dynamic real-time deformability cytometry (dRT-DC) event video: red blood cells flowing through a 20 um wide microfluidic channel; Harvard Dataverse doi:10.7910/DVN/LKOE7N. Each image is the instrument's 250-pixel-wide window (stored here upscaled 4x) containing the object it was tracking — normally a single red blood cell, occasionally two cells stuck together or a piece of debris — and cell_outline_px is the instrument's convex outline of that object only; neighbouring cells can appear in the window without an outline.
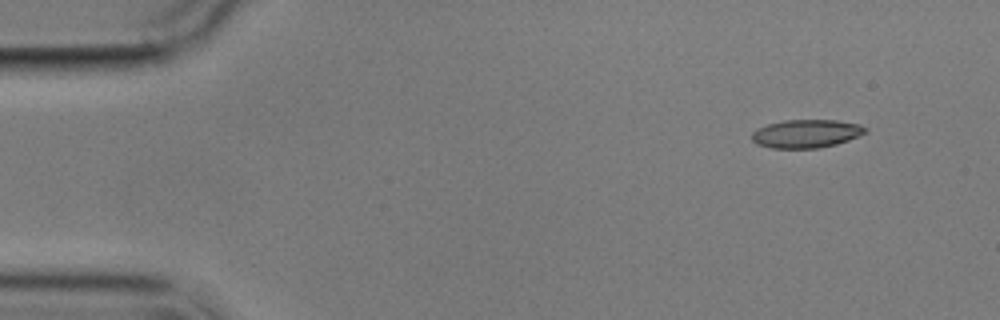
{"species": "common noctule bat (a hibernating species)", "species_latin": "Nyctalus noctula", "temperature_condition": "cold", "stored_images_in_passage": 4, "camera_frame_rate_fps": 3000, "um_per_image_px": 0.085, "animal": {"sex": "male", "body_mass_g": 17.9}, "frame": {"image": 1, "passage_image": 1, "time_ms": 0.0, "image_size_px": [1000, 320], "cell_outline_px": [[868, 132], [848, 140], [836, 144], [816, 148], [772, 148], [756, 144], [752, 140], [752, 132], [756, 128], [768, 124], [784, 120], [836, 120], [860, 124], [868, 128]], "centroid_in_image_um": [68.53, 11.35], "position_along_channel_um": 16.5, "area_um2": 18.79}}
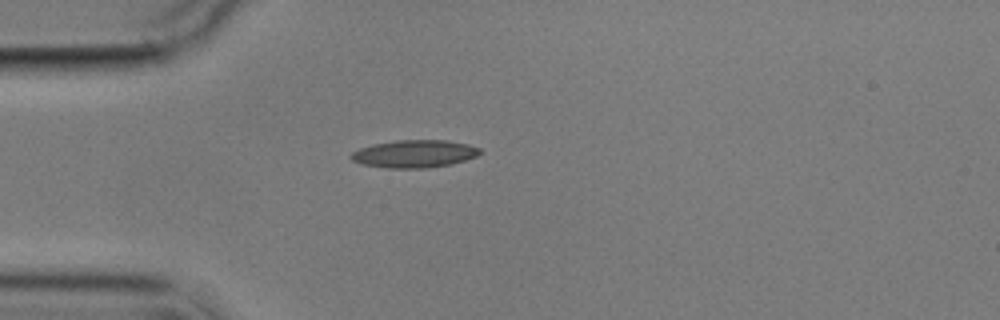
{"frame": {"image": 2, "passage_image": 3, "time_ms": 3.333, "image_size_px": [1000, 320], "cell_outline_px": [[480, 152], [476, 156], [452, 164], [428, 168], [388, 168], [360, 164], [352, 160], [348, 156], [352, 152], [360, 148], [372, 144], [396, 140], [444, 140], [468, 144], [480, 148]], "centroid_in_image_um": [35.18, 13.07], "position_along_channel_um": 49.8, "area_um2": 20.81}}